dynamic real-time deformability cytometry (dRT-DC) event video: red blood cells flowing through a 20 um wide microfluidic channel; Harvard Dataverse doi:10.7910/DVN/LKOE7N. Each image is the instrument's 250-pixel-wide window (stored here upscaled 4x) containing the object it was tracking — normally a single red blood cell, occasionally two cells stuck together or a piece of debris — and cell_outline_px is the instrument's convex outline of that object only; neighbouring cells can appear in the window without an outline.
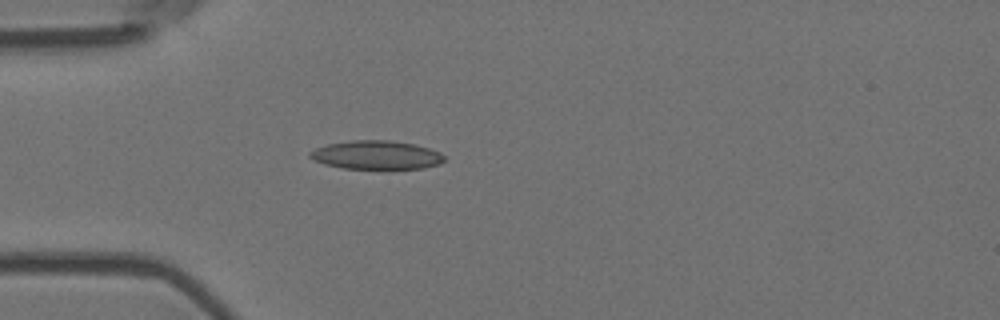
{"species": "Egyptian fruit bat (a non-hibernating species)", "species_latin": "Rousettus aegyptiacus", "temperature_condition": "room temperature", "stored_images_in_passage": 2, "camera_frame_rate_fps": 3000, "um_per_image_px": 0.085, "animal": {"sex": "female"}, "frame": {"image": 1, "passage_image": 2, "time_ms": 0.333, "image_size_px": [1000, 320], "cell_outline_px": [[444, 160], [440, 164], [424, 168], [380, 172], [344, 168], [324, 164], [308, 156], [308, 152], [316, 148], [328, 144], [352, 140], [388, 140], [412, 144], [428, 148], [440, 152], [444, 156]], "centroid_in_image_um": [32.01, 13.23], "position_along_channel_um": 53.0, "area_um2": 23.29}}